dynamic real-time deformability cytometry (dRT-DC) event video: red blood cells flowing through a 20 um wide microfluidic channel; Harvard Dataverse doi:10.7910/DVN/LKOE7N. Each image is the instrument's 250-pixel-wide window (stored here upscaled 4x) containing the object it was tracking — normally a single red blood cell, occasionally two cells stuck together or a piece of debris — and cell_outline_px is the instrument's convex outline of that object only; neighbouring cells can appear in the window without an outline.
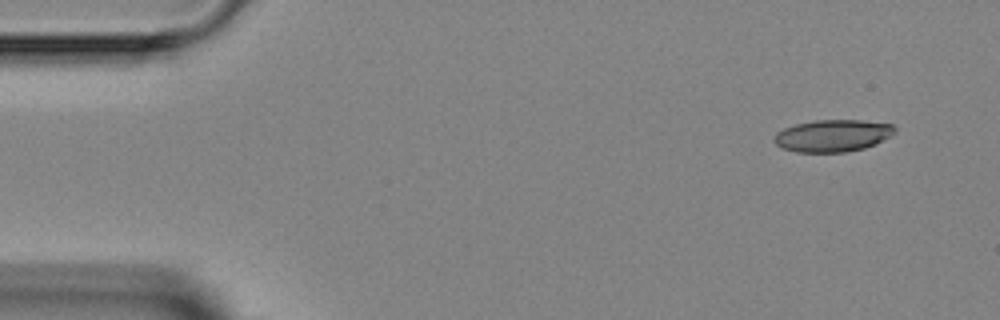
{"species": "Egyptian fruit bat (a non-hibernating species)", "species_latin": "Rousettus aegyptiacus", "temperature_condition": "room temperature", "stored_images_in_passage": 5, "segment_of_instrument_passage": [1, 2], "camera_frame_rate_fps": 3000, "um_per_image_px": 0.085, "animal": {"sex": "female"}, "frame": {"image": 1, "passage_image": 1, "time_ms": 0.0, "image_size_px": [1000, 320], "cell_outline_px": [[896, 132], [892, 136], [876, 144], [864, 148], [844, 152], [796, 152], [784, 148], [776, 144], [772, 140], [772, 136], [776, 132], [784, 128], [796, 124], [816, 120], [860, 120], [892, 124], [896, 128]], "centroid_in_image_um": [70.79, 11.53], "position_along_channel_um": 14.2, "area_um2": 22.72}}
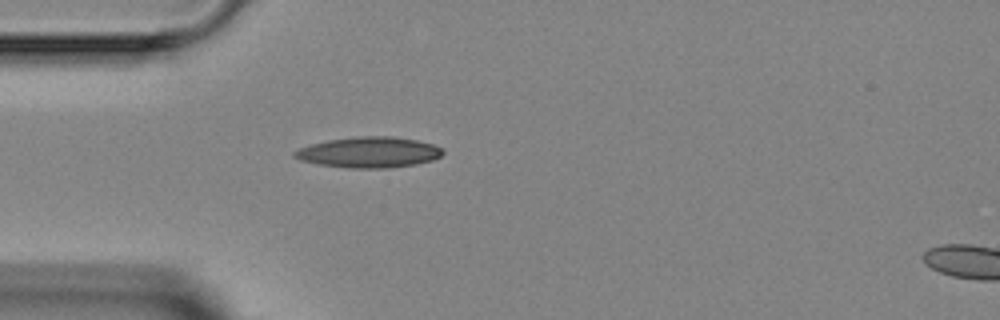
{"frame": {"image": 2, "passage_image": 4, "time_ms": 3.333, "image_size_px": [1000, 320], "cell_outline_px": [[444, 152], [440, 156], [432, 160], [416, 164], [388, 168], [348, 168], [316, 164], [300, 160], [292, 156], [292, 152], [300, 148], [312, 144], [328, 140], [356, 136], [392, 136], [416, 140], [432, 144], [444, 148]], "centroid_in_image_um": [31.35, 12.95], "position_along_channel_um": 53.6, "area_um2": 26.65}}